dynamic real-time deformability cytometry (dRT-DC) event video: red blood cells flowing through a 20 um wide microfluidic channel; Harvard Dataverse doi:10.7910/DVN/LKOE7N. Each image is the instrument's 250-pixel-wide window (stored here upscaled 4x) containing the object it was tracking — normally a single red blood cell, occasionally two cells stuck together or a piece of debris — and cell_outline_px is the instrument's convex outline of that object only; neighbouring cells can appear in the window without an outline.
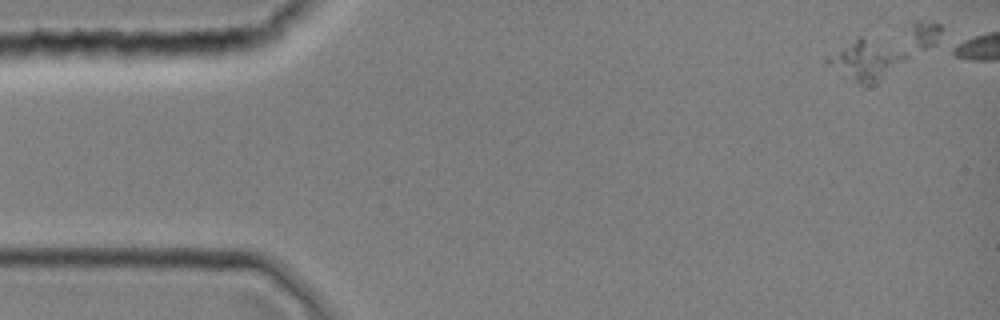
{"species": "common noctule bat (a hibernating species)", "species_latin": "Nyctalus noctula", "temperature_condition": "room temperature", "stored_images_in_passage": 35, "segment_of_instrument_passage": [1, 2], "camera_frame_rate_fps": 3000, "um_per_image_px": 0.085, "animal": {"sex": "female", "body_mass_g": 19.0, "forearm_length_mm": 51.5}, "frame": {"image": 1, "passage_image": 1, "time_ms": 0.0, "image_size_px": [1000, 320], "cell_outline_px": [[944, 28], [936, 44], [876, 84], [860, 84], [828, 64], [824, 60], [824, 56], [860, 36], [912, 20], [920, 20], [940, 24]], "centroid_in_image_um": [75.15, 4.32], "position_along_channel_um": 9.9, "area_um2": 30.87}}
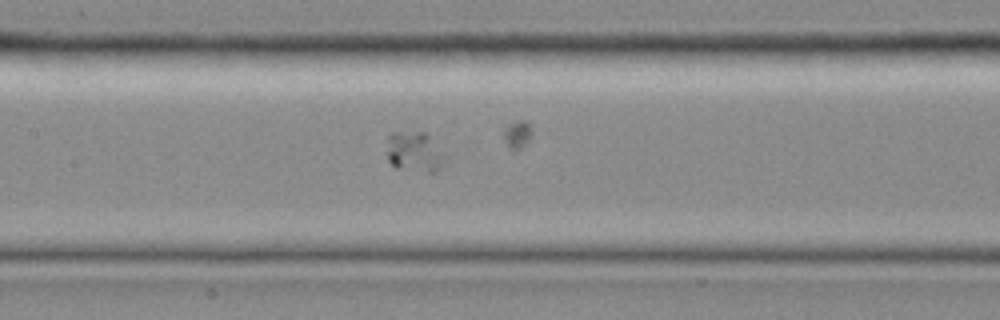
{"frame": {"image": 2, "passage_image": 18, "time_ms": 5.667, "image_size_px": [1000, 320], "cell_outline_px": [[444, 160], [436, 172], [428, 172], [396, 168], [388, 160], [388, 136], [392, 132], [428, 132], [444, 156]], "centroid_in_image_um": [35.22, 12.9], "position_along_channel_um": 172.2, "area_um2": 13.47}}
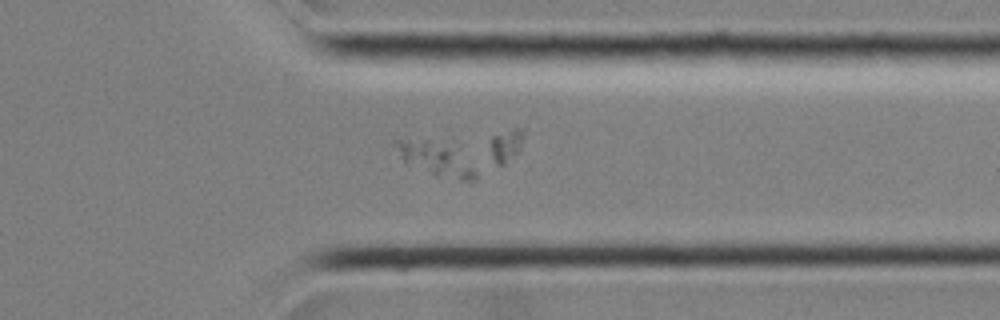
{"frame": {"image": 3, "passage_image": 31, "time_ms": 10.0, "image_size_px": [1000, 320], "cell_outline_px": [[476, 180], [460, 180], [436, 176], [408, 164], [400, 156], [392, 144], [396, 140], [428, 140], [452, 148], [476, 172]], "centroid_in_image_um": [36.95, 13.53], "position_along_channel_um": 374.4, "area_um2": 14.8}}